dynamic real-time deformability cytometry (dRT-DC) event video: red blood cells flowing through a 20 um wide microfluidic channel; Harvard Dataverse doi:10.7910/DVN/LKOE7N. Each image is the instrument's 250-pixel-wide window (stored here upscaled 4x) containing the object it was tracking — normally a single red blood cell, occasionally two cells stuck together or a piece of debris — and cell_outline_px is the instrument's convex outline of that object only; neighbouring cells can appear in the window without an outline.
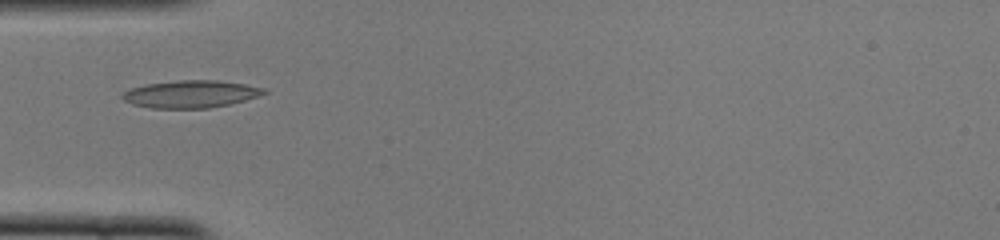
{"species": "common noctule bat (a hibernating species)", "species_latin": "Nyctalus noctula", "temperature_condition": "cold", "stored_images_in_passage": 35, "camera_frame_rate_fps": 3000, "um_per_image_px": 0.085, "animal": {"sex": "female", "body_mass_g": 22.0, "forearm_length_mm": 56.7}, "frame": {"image": 1, "passage_image": 1, "time_ms": 0.0, "image_size_px": [1000, 240], "cell_outline_px": [[268, 92], [260, 96], [228, 104], [208, 108], [152, 108], [132, 104], [124, 100], [120, 96], [128, 88], [144, 84], [180, 80], [216, 80], [244, 84], [268, 88]], "centroid_in_image_um": [16.21, 7.99], "position_along_channel_um": 68.8, "area_um2": 22.72}}
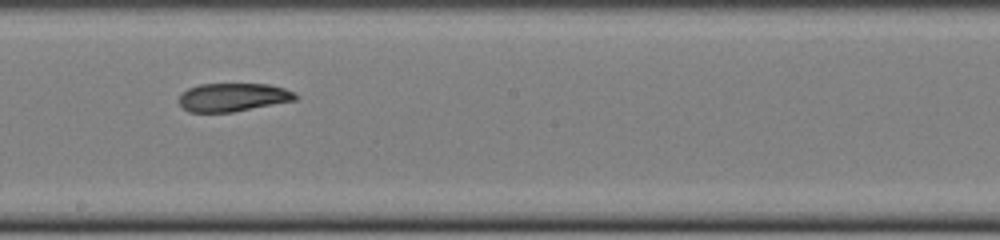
{"frame": {"image": 2, "passage_image": 13, "time_ms": 4.0, "image_size_px": [1000, 240], "cell_outline_px": [[300, 96], [296, 100], [232, 112], [188, 112], [180, 104], [180, 96], [188, 88], [200, 84], [268, 84], [284, 88], [296, 92]], "centroid_in_image_um": [19.85, 8.26], "position_along_channel_um": 228.3, "area_um2": 19.19}}
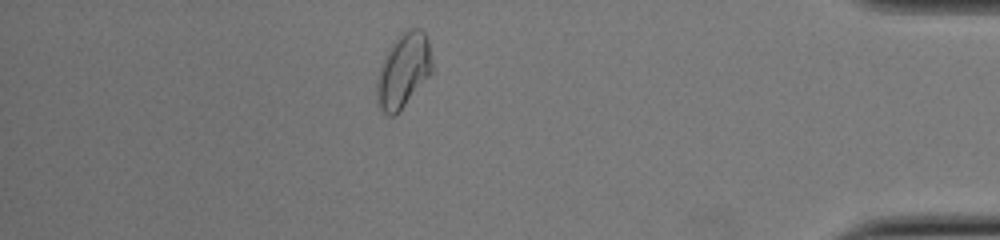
{"frame": {"image": 3, "passage_image": 29, "time_ms": 9.333, "image_size_px": [1000, 240], "cell_outline_px": [[432, 72], [396, 116], [388, 116], [380, 112], [376, 100], [376, 76], [380, 64], [396, 36], [400, 32], [408, 28], [420, 28], [424, 32], [428, 40], [432, 60]], "centroid_in_image_um": [34.25, 6.01], "position_along_channel_um": 401.0, "area_um2": 24.51}}